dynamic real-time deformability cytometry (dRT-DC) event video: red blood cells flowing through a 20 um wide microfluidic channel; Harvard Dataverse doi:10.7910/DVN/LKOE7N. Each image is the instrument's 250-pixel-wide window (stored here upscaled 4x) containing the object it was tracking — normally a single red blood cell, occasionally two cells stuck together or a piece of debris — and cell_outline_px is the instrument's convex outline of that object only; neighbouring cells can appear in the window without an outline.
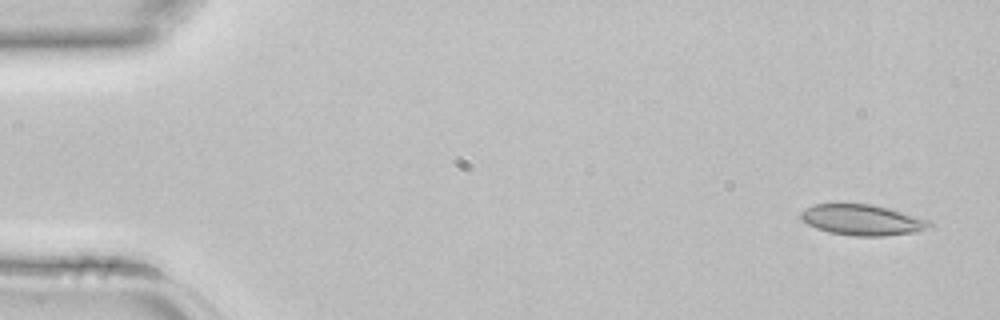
{"species": "common noctule bat (a hibernating species)", "species_latin": "Nyctalus noctula", "temperature_condition": "room temperature", "stored_images_in_passage": 4, "camera_frame_rate_fps": 3000, "um_per_image_px": 0.085, "animal": {"sex": "female", "body_mass_g": 22.7, "forearm_length_mm": 54.2}, "frame": {"image": 1, "passage_image": 1, "time_ms": 0.0, "image_size_px": [1000, 320], "cell_outline_px": [[936, 228], [920, 232], [884, 236], [856, 236], [828, 232], [816, 228], [800, 220], [800, 212], [816, 204], [872, 204], [888, 208], [932, 220]], "centroid_in_image_um": [73.41, 18.71], "position_along_channel_um": 11.6, "area_um2": 23.47}}
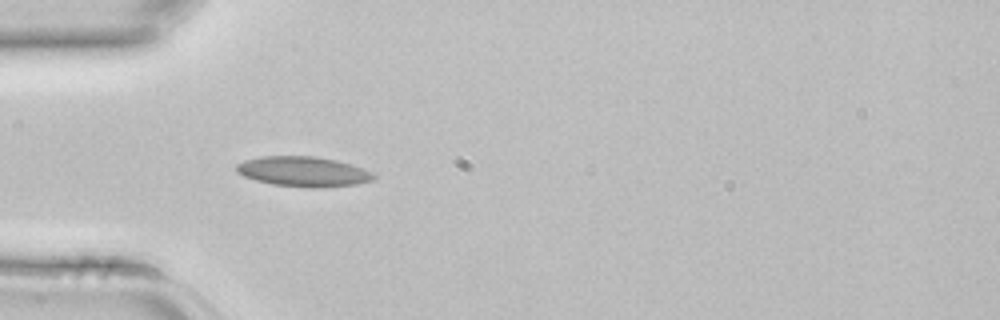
{"frame": {"image": 2, "passage_image": 4, "time_ms": 1.0, "image_size_px": [1000, 320], "cell_outline_px": [[376, 176], [372, 180], [356, 184], [320, 188], [308, 188], [272, 184], [256, 180], [244, 176], [236, 172], [236, 164], [244, 160], [260, 156], [316, 156], [336, 160], [352, 164], [364, 168], [372, 172]], "centroid_in_image_um": [25.78, 14.58], "position_along_channel_um": 59.2, "area_um2": 24.22}}